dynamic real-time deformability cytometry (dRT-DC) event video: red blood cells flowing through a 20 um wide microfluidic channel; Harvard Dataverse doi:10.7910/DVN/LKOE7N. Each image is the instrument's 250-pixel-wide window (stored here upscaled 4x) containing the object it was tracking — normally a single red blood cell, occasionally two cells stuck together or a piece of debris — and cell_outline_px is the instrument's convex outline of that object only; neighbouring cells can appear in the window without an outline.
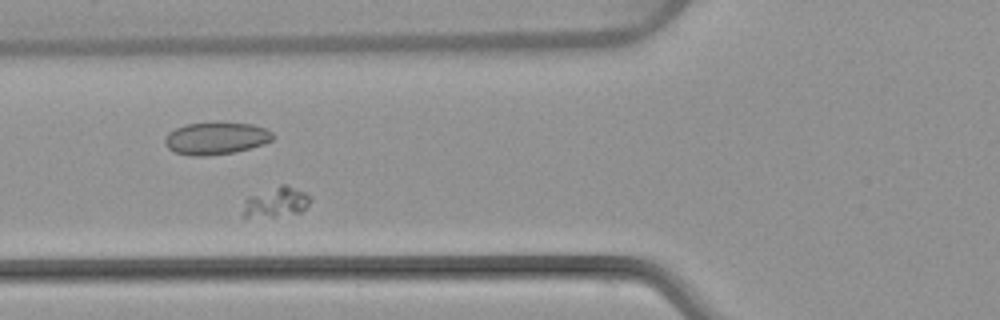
{"species": "common noctule bat (a hibernating species)", "species_latin": "Nyctalus noctula", "temperature_condition": "warm", "stored_images_in_passage": 5, "camera_frame_rate_fps": 3000, "um_per_image_px": 0.085, "animal": {"sex": "female", "body_mass_g": 22.7, "forearm_length_mm": 54.2}, "frame": {"image": 1, "passage_image": 5, "time_ms": 4.667, "image_size_px": [1000, 320], "cell_outline_px": [[308, 204], [300, 212], [276, 216], [244, 216], [244, 200], [248, 196], [280, 184], [288, 184], [304, 192], [308, 196]], "centroid_in_image_um": [23.45, 17.14], "position_along_channel_um": 102.4, "area_um2": 11.44}}